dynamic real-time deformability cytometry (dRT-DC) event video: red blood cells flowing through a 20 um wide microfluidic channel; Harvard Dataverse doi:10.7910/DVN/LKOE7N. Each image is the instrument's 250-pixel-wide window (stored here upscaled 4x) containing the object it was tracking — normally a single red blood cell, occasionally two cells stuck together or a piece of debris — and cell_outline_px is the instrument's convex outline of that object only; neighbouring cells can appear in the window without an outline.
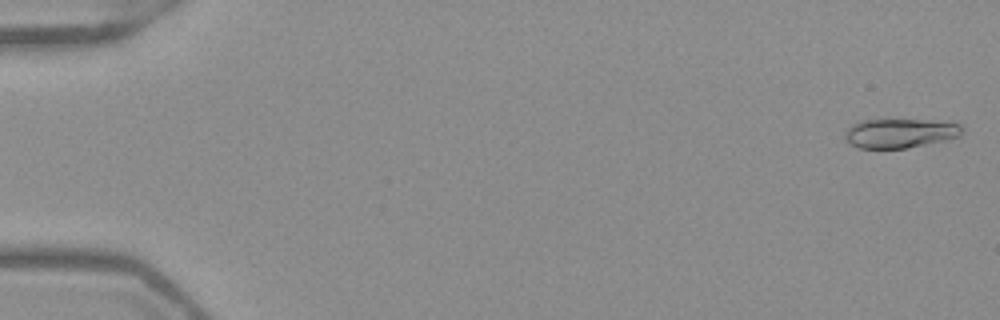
{"species": "Egyptian fruit bat (a non-hibernating species)", "species_latin": "Rousettus aegyptiacus", "temperature_condition": "warm", "stored_images_in_passage": 52, "camera_frame_rate_fps": 3000, "um_per_image_px": 0.085, "frame": {"image": 1, "passage_image": 1, "time_ms": 0.0, "image_size_px": [1000, 320], "cell_outline_px": [[964, 132], [960, 136], [944, 140], [908, 148], [856, 148], [844, 140], [844, 132], [856, 120], [928, 120], [960, 124], [964, 128]], "centroid_in_image_um": [76.46, 11.32], "position_along_channel_um": 8.5, "area_um2": 20.17}}
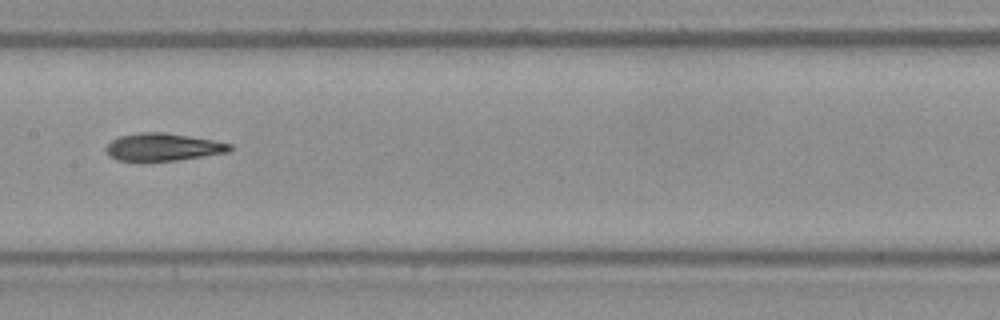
{"frame": {"image": 2, "passage_image": 27, "time_ms": 8.667, "image_size_px": [1000, 320], "cell_outline_px": [[232, 148], [228, 152], [176, 160], [144, 164], [140, 164], [116, 160], [108, 156], [104, 148], [112, 140], [120, 136], [140, 132], [164, 132], [212, 140], [232, 144]], "centroid_in_image_um": [13.75, 12.54], "position_along_channel_um": 193.7, "area_um2": 20.52}}
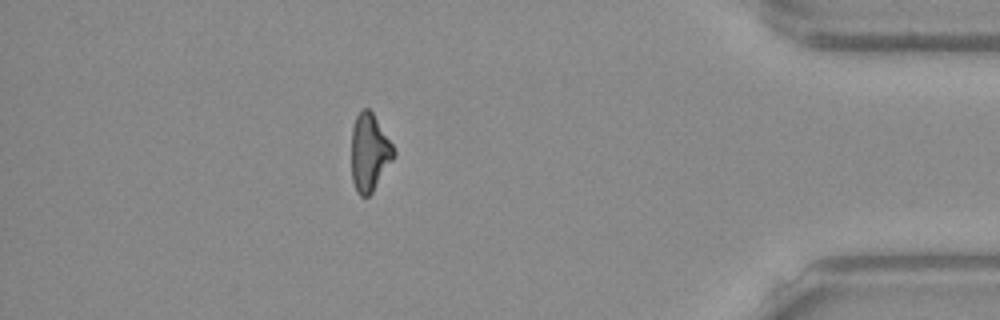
{"frame": {"image": 3, "passage_image": 46, "time_ms": 15.0, "image_size_px": [1000, 320], "cell_outline_px": [[396, 156], [372, 192], [368, 196], [360, 196], [356, 192], [352, 180], [352, 128], [356, 116], [364, 108], [368, 108], [372, 112], [392, 144], [396, 152]], "centroid_in_image_um": [31.41, 12.98], "position_along_channel_um": 403.8, "area_um2": 19.02}, "authors_computed_cell_mechanics": {"area_um2": 20.3745, "velocity_mm_per_s": 3.9539, "shape_relaxation_time_tau1_ms": null, "shape_relaxation_time_tau2_ms": 3.5452, "deformation_change_tau1": null, "deformation_change_tau2": 0.0988}}